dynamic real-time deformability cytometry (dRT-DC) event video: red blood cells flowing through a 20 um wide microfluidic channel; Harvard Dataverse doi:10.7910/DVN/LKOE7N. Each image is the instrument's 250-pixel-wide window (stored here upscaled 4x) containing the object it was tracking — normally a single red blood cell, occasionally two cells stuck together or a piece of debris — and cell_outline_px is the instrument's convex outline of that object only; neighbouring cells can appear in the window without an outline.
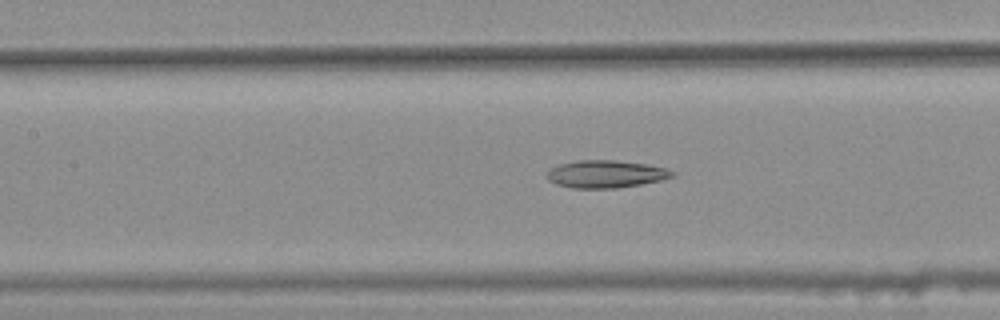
{"species": "common noctule bat (a hibernating species)", "species_latin": "Nyctalus noctula", "temperature_condition": "warm", "stored_images_in_passage": 46, "camera_frame_rate_fps": 3000, "um_per_image_px": 0.085, "animal": {"sex": "female", "body_mass_g": 25.1}, "frame": {"image": 1, "passage_image": 24, "time_ms": 7.667, "image_size_px": [1000, 320], "cell_outline_px": [[676, 176], [660, 180], [640, 184], [616, 188], [572, 188], [556, 184], [548, 180], [544, 176], [552, 168], [560, 164], [576, 160], [616, 160], [644, 164], [664, 168], [676, 172]], "centroid_in_image_um": [51.47, 14.79], "position_along_channel_um": 155.9, "area_um2": 20.06}}
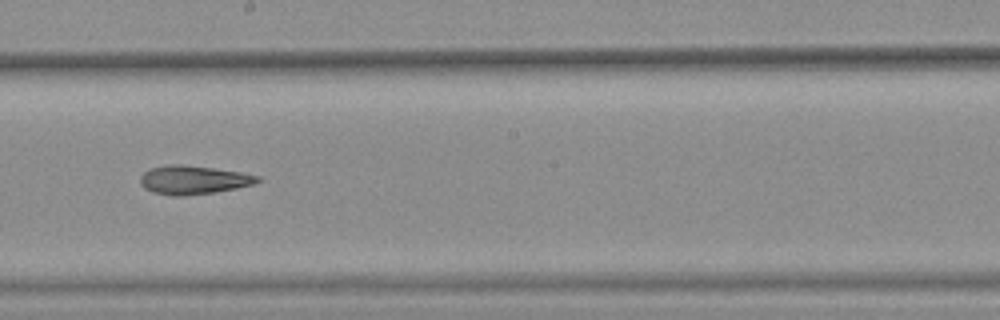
{"frame": {"image": 2, "passage_image": 30, "time_ms": 9.667, "image_size_px": [1000, 320], "cell_outline_px": [[260, 180], [252, 184], [236, 188], [212, 192], [184, 196], [172, 196], [152, 192], [144, 188], [140, 184], [140, 176], [144, 172], [152, 168], [168, 164], [180, 164], [212, 168], [240, 172], [260, 176]], "centroid_in_image_um": [16.39, 15.29], "position_along_channel_um": 231.8, "area_um2": 19.42}}
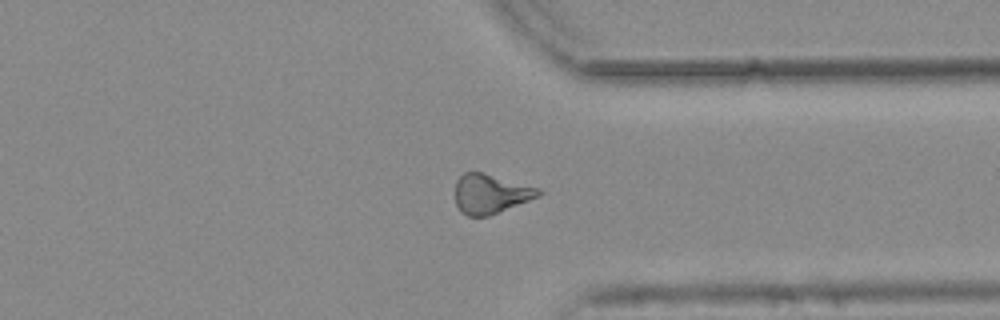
{"frame": {"image": 3, "passage_image": 41, "time_ms": 13.333, "image_size_px": [1000, 320], "cell_outline_px": [[544, 192], [540, 196], [488, 216], [468, 216], [460, 212], [456, 204], [456, 180], [464, 172], [480, 172], [540, 188]], "centroid_in_image_um": [41.7, 16.48], "position_along_channel_um": 369.7, "area_um2": 19.02}, "authors_computed_cell_mechanics": {"area_um2": 20.1722, "velocity_mm_per_s": 3.8001, "shape_relaxation_time_tau1_ms": null, "shape_relaxation_time_tau2_ms": 9.9799, "deformation_change_tau1": null, "deformation_change_tau2": 0.2335}}